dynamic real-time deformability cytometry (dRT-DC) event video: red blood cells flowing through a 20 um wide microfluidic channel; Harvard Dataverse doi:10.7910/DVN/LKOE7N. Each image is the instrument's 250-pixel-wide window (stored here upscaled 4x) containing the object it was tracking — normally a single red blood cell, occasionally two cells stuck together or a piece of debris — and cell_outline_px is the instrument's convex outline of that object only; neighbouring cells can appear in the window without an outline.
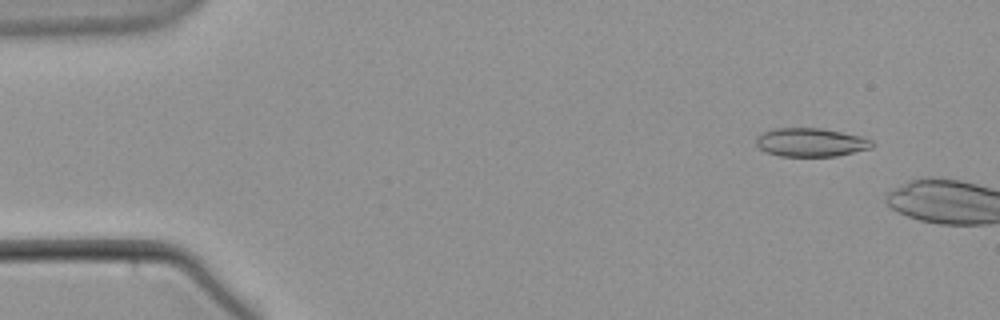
{"species": "common noctule bat (a hibernating species)", "species_latin": "Nyctalus noctula", "temperature_condition": "warm", "stored_images_in_passage": 15, "camera_frame_rate_fps": 3000, "um_per_image_px": 0.085, "animal": {"sex": "male", "body_mass_g": 21.5, "forearm_length_mm": 52.0}, "frame": {"image": 1, "passage_image": 5, "time_ms": 1.333, "image_size_px": [1000, 320], "cell_outline_px": [[876, 144], [872, 148], [836, 156], [780, 156], [764, 152], [756, 144], [756, 136], [760, 132], [776, 128], [820, 128], [860, 136], [872, 140]], "centroid_in_image_um": [68.89, 12.1], "position_along_channel_um": 16.1, "area_um2": 19.42}}